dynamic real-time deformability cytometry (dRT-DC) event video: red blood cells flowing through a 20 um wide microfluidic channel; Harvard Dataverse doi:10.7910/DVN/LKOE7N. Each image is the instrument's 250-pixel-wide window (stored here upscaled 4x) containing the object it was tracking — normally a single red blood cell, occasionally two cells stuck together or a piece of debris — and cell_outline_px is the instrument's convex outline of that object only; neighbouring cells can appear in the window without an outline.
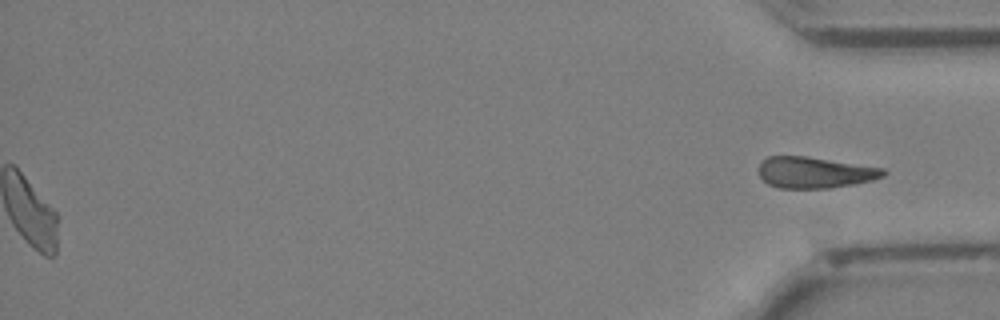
{"species": "Egyptian fruit bat (a non-hibernating species)", "species_latin": "Rousettus aegyptiacus", "temperature_condition": "cold", "stored_images_in_passage": 42, "segment_of_instrument_passage": [2, 2], "camera_frame_rate_fps": 3000, "um_per_image_px": 0.085, "animal": {"sex": "female"}, "frame": {"image": 1, "passage_image": 42, "time_ms": 13.667, "image_size_px": [1000, 320], "cell_outline_px": [[888, 172], [884, 176], [872, 180], [832, 188], [780, 188], [768, 184], [760, 176], [760, 160], [768, 156], [808, 156], [884, 168]], "centroid_in_image_um": [69.26, 14.65], "position_along_channel_um": 365.9, "area_um2": 22.72}}